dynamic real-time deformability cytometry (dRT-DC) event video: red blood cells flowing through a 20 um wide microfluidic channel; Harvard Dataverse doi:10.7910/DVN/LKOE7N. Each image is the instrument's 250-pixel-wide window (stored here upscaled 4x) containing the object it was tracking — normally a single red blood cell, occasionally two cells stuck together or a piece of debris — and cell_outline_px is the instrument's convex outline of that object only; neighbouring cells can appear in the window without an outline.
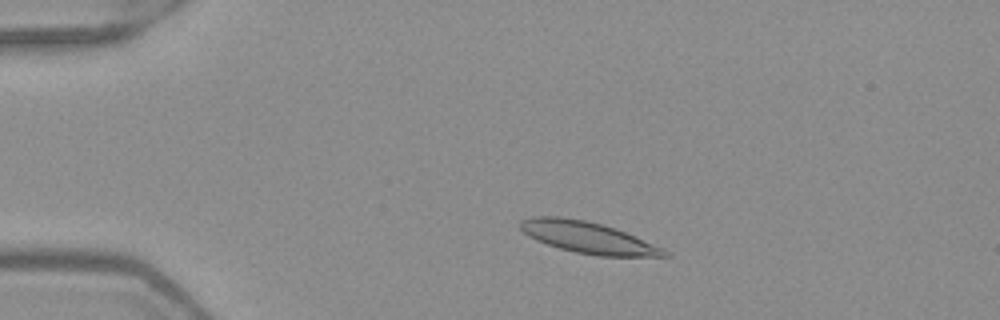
{"species": "Egyptian fruit bat (a non-hibernating species)", "species_latin": "Rousettus aegyptiacus", "temperature_condition": "warm", "stored_images_in_passage": 49, "camera_frame_rate_fps": 3000, "um_per_image_px": 0.085, "frame": {"image": 1, "passage_image": 8, "time_ms": 2.333, "image_size_px": [1000, 320], "cell_outline_px": [[672, 256], [600, 256], [576, 252], [560, 248], [536, 240], [528, 236], [520, 228], [520, 220], [532, 216], [560, 216], [584, 220], [600, 224], [624, 232], [664, 248]], "centroid_in_image_um": [49.95, 20.18], "position_along_channel_um": 35.1, "area_um2": 26.07}}
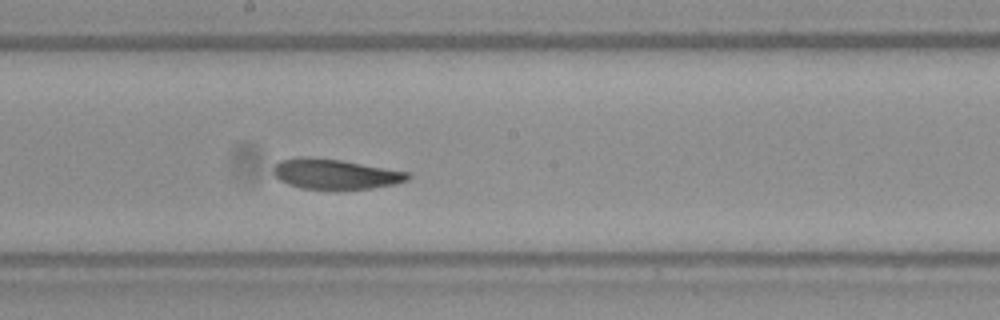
{"frame": {"image": 2, "passage_image": 26, "time_ms": 8.333, "image_size_px": [1000, 320], "cell_outline_px": [[412, 176], [408, 180], [396, 184], [372, 188], [300, 188], [288, 184], [280, 180], [272, 172], [272, 168], [280, 160], [296, 156], [308, 156], [344, 160], [408, 172]], "centroid_in_image_um": [28.48, 14.76], "position_along_channel_um": 219.7, "area_um2": 23.64}}
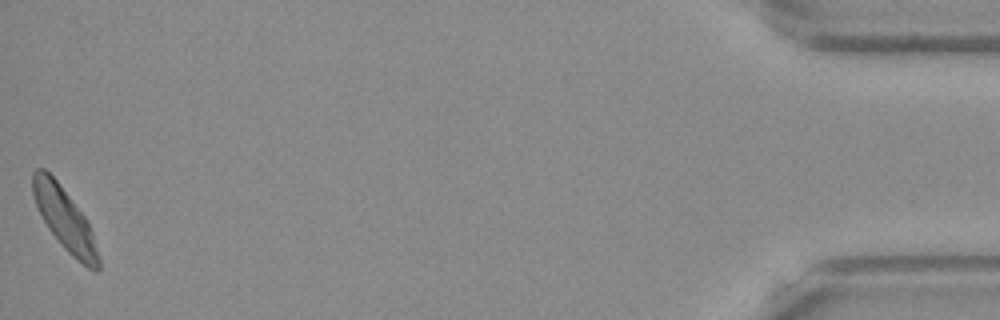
{"frame": {"image": 3, "passage_image": 49, "time_ms": 16.0, "image_size_px": [1000, 320], "cell_outline_px": [[100, 268], [96, 272], [88, 268], [72, 256], [60, 244], [48, 228], [36, 204], [32, 192], [32, 172], [36, 168], [44, 168], [56, 180], [88, 220], [92, 232], [100, 260]], "centroid_in_image_um": [5.51, 18.64], "position_along_channel_um": 429.7, "area_um2": 23.58}, "authors_computed_cell_mechanics": {"area_um2": 24.4494, "velocity_mm_per_s": 3.9273, "shape_relaxation_time_tau1_ms": 5.8823, "shape_relaxation_time_tau2_ms": 3.1485, "deformation_change_tau1": 0.1513, "deformation_change_tau2": 0.0994}}